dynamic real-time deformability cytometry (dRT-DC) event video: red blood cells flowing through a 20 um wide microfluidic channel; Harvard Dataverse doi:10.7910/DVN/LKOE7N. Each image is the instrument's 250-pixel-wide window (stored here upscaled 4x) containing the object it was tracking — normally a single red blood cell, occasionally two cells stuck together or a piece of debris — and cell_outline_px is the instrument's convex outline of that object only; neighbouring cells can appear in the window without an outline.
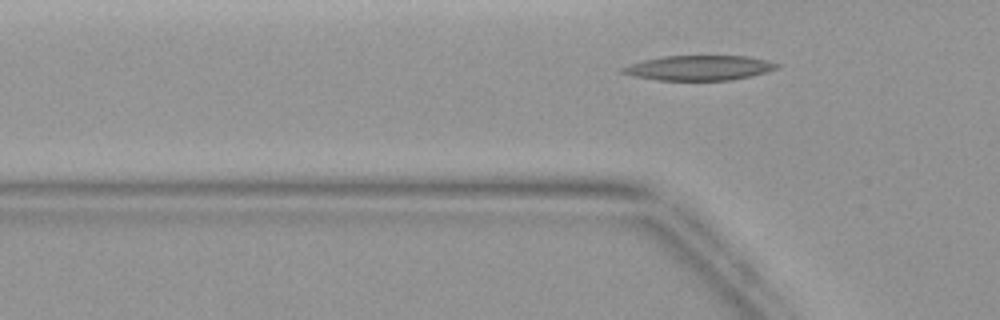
{"species": "common noctule bat (a hibernating species)", "species_latin": "Nyctalus noctula", "temperature_condition": "warm", "stored_images_in_passage": 4, "segment_of_instrument_passage": [2, 2], "camera_frame_rate_fps": 3000, "um_per_image_px": 0.085, "animal": {"sex": "female", "body_mass_g": 19.9}, "frame": {"image": 1, "passage_image": 4, "time_ms": 3.667, "image_size_px": [1000, 320], "cell_outline_px": [[780, 68], [732, 80], [656, 80], [632, 76], [620, 72], [620, 68], [628, 64], [644, 60], [664, 56], [748, 56], [768, 60], [780, 64]], "centroid_in_image_um": [59.4, 5.76], "position_along_channel_um": 66.4, "area_um2": 22.43}}